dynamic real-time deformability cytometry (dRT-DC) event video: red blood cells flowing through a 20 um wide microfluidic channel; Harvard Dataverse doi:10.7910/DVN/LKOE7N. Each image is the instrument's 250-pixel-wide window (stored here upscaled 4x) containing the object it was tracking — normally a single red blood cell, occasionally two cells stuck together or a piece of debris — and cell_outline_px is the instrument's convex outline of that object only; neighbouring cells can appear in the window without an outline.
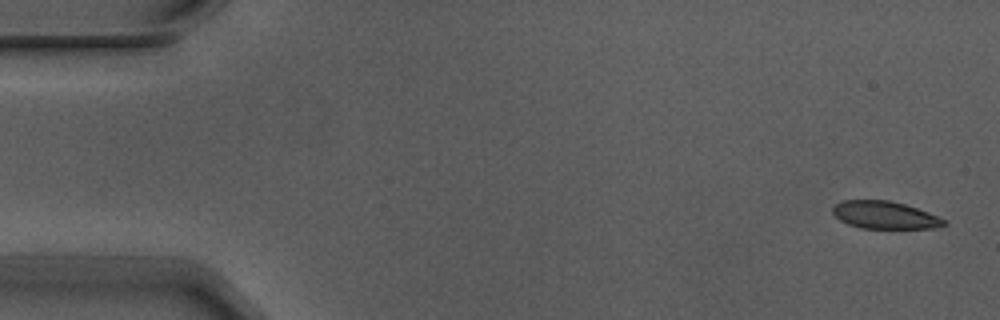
{"species": "Egyptian fruit bat (a non-hibernating species)", "species_latin": "Rousettus aegyptiacus", "temperature_condition": "warm", "stored_images_in_passage": 4, "segment_of_instrument_passage": [1, 2], "camera_frame_rate_fps": 3000, "um_per_image_px": 0.085, "animal": {"sex": "male"}, "frame": {"image": 1, "passage_image": 1, "time_ms": 0.0, "image_size_px": [1000, 320], "cell_outline_px": [[948, 224], [936, 228], [860, 228], [848, 224], [840, 220], [832, 212], [832, 208], [836, 204], [844, 200], [888, 200], [904, 204], [928, 212], [948, 220]], "centroid_in_image_um": [75.24, 18.28], "position_along_channel_um": 9.8, "area_um2": 17.86}}